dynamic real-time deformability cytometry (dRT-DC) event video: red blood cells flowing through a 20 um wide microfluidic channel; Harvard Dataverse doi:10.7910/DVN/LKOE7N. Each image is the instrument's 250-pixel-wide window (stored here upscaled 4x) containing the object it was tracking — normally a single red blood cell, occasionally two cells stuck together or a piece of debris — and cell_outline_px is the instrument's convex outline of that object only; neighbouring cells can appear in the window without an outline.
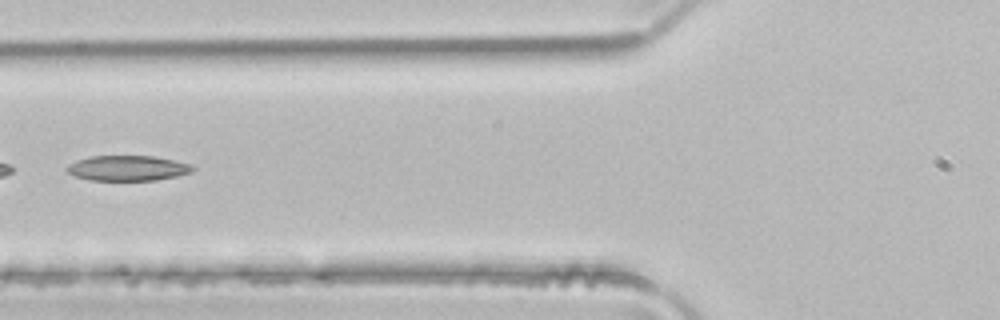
{"species": "common noctule bat (a hibernating species)", "species_latin": "Nyctalus noctula", "temperature_condition": "room temperature", "stored_images_in_passage": 5, "camera_frame_rate_fps": 3000, "um_per_image_px": 0.085, "animal": {"sex": "male", "body_mass_g": 21.5, "forearm_length_mm": 52.0}, "frame": {"image": 1, "passage_image": 5, "time_ms": 1.333, "image_size_px": [1000, 320], "cell_outline_px": [[196, 168], [192, 172], [176, 176], [156, 180], [88, 180], [76, 176], [68, 172], [64, 168], [68, 164], [76, 160], [92, 156], [152, 156], [192, 164]], "centroid_in_image_um": [10.84, 14.29], "position_along_channel_um": 115.0, "area_um2": 18.5}}